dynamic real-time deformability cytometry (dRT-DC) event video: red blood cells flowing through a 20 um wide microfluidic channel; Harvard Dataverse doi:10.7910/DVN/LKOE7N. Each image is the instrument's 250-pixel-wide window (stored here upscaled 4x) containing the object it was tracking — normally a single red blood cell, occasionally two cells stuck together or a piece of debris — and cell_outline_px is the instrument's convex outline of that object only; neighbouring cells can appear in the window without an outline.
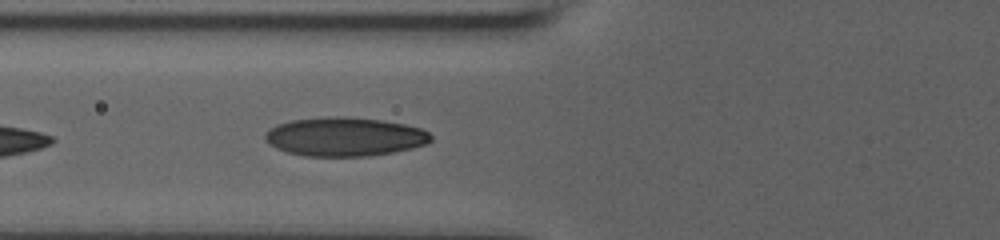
{"species": "human", "species_latin": "Homo sapiens", "temperature_condition": "room temperature", "stored_images_in_passage": 10, "camera_frame_rate_fps": 3000, "um_per_image_px": 0.085, "donor": {"sex": "male"}, "frame": {"image": 1, "passage_image": 4, "time_ms": 1.0, "image_size_px": [1000, 240], "cell_outline_px": [[432, 140], [424, 144], [412, 148], [392, 152], [368, 156], [304, 156], [288, 152], [276, 148], [268, 144], [264, 140], [264, 136], [276, 124], [292, 120], [324, 116], [352, 116], [384, 120], [404, 124], [420, 128], [428, 132], [432, 136]], "centroid_in_image_um": [29.28, 11.61], "position_along_channel_um": 96.5, "area_um2": 37.74}}
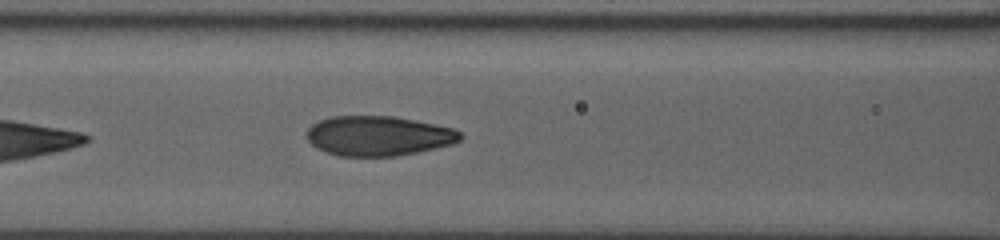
{"frame": {"image": 2, "passage_image": 7, "time_ms": 2.0, "image_size_px": [1000, 240], "cell_outline_px": [[464, 136], [460, 140], [452, 144], [416, 152], [396, 156], [340, 156], [316, 148], [308, 140], [308, 128], [312, 124], [320, 120], [332, 116], [392, 116], [416, 120], [452, 128], [460, 132]], "centroid_in_image_um": [32.17, 11.54], "position_along_channel_um": 134.4, "area_um2": 35.43}}